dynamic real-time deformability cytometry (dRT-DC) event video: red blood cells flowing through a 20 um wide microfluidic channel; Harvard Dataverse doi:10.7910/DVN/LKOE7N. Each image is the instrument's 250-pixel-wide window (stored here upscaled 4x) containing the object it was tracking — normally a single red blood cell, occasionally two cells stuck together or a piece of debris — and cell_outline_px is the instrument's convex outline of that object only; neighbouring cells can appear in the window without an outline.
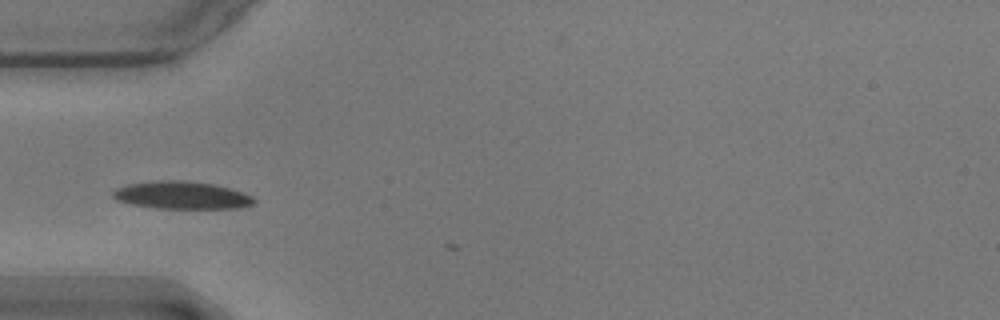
{"species": "common noctule bat (a hibernating species)", "species_latin": "Nyctalus noctula", "temperature_condition": "warm", "stored_images_in_passage": 4, "camera_frame_rate_fps": 3000, "um_per_image_px": 0.085, "animal": {"sex": "male", "body_mass_g": 17.9}, "frame": {"image": 1, "passage_image": 2, "time_ms": 0.333, "image_size_px": [1000, 320], "cell_outline_px": [[256, 200], [252, 204], [236, 208], [156, 208], [132, 204], [116, 200], [112, 196], [112, 192], [116, 188], [132, 184], [160, 180], [176, 180], [212, 184], [228, 188], [252, 196]], "centroid_in_image_um": [15.41, 16.6], "position_along_channel_um": 69.6, "area_um2": 22.2}}